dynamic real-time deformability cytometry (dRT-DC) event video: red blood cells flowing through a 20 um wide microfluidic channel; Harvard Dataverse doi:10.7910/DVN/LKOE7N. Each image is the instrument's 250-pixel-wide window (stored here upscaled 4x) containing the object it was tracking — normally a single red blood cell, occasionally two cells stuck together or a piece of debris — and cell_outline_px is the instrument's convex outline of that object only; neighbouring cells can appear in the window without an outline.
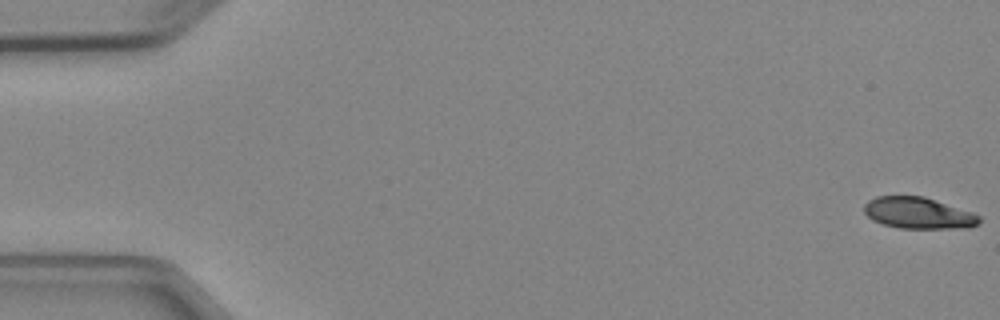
{"species": "Egyptian fruit bat (a non-hibernating species)", "species_latin": "Rousettus aegyptiacus", "temperature_condition": "cold", "stored_images_in_passage": 5, "camera_frame_rate_fps": 3000, "um_per_image_px": 0.085, "animal": {"sex": "female"}, "frame": {"image": 1, "passage_image": 1, "time_ms": 0.0, "image_size_px": [1000, 320], "cell_outline_px": [[980, 224], [968, 228], [900, 228], [884, 224], [872, 220], [864, 212], [864, 204], [868, 200], [876, 196], [924, 196], [972, 212], [980, 216]], "centroid_in_image_um": [78.06, 18.11], "position_along_channel_um": 6.9, "area_um2": 21.1}}